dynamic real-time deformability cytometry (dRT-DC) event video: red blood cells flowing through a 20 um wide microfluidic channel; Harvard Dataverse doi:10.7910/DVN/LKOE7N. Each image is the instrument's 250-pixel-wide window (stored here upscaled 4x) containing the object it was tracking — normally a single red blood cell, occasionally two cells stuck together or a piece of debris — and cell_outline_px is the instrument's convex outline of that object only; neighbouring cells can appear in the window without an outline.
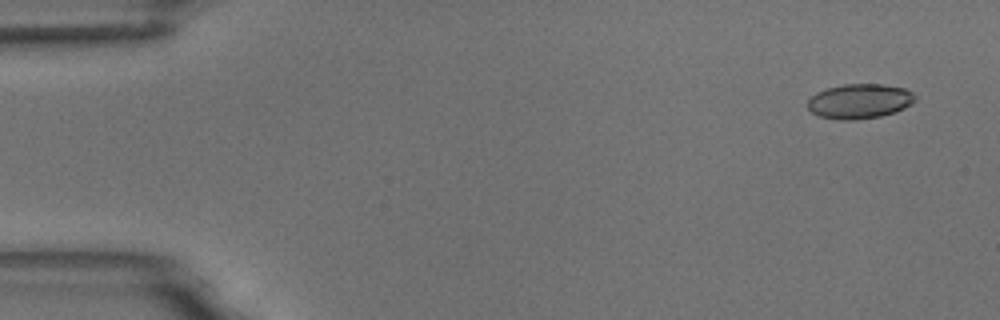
{"species": "common noctule bat (a hibernating species)", "species_latin": "Nyctalus noctula", "temperature_condition": "room temperature", "stored_images_in_passage": 8, "camera_frame_rate_fps": 3000, "um_per_image_px": 0.085, "animal": {"sex": "male", "body_mass_g": 18.8}, "frame": {"image": 1, "passage_image": 1, "time_ms": 0.0, "image_size_px": [1000, 320], "cell_outline_px": [[916, 100], [904, 108], [880, 116], [852, 120], [840, 120], [820, 116], [812, 112], [808, 108], [808, 100], [816, 92], [828, 88], [844, 84], [884, 84], [904, 88], [912, 92], [916, 96]], "centroid_in_image_um": [73.06, 8.59], "position_along_channel_um": 11.9, "area_um2": 21.62}}
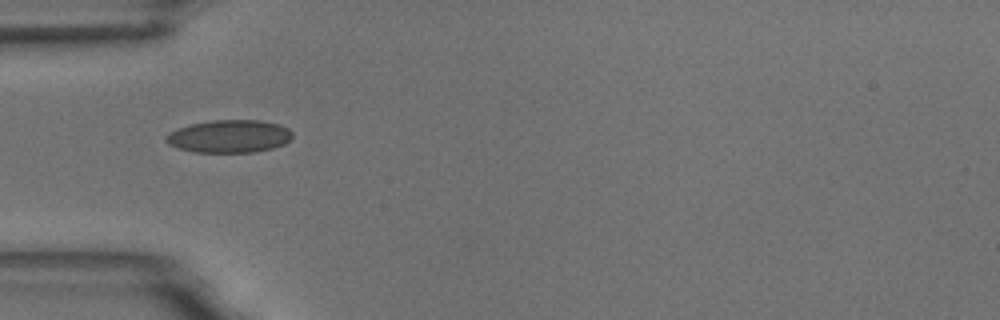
{"frame": {"image": 2, "passage_image": 5, "time_ms": 4.667, "image_size_px": [1000, 320], "cell_outline_px": [[292, 136], [284, 144], [272, 148], [252, 152], [196, 152], [180, 148], [168, 144], [164, 140], [164, 136], [168, 132], [192, 124], [212, 120], [260, 120], [280, 124], [288, 128], [292, 132]], "centroid_in_image_um": [19.48, 11.58], "position_along_channel_um": 65.5, "area_um2": 24.04}}